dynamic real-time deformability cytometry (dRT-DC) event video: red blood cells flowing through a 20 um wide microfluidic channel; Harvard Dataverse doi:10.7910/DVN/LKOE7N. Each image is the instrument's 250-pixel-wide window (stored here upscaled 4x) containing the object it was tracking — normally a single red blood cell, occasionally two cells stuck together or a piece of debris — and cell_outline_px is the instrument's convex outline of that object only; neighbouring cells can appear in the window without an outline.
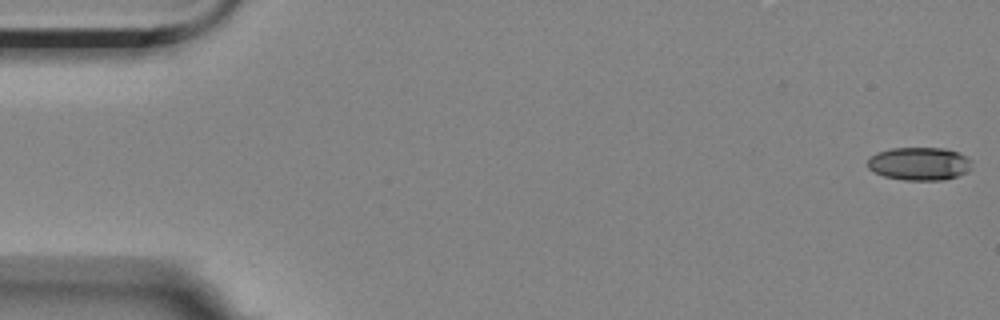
{"species": "Egyptian fruit bat (a non-hibernating species)", "species_latin": "Rousettus aegyptiacus", "temperature_condition": "room temperature", "stored_images_in_passage": 6, "camera_frame_rate_fps": 3000, "um_per_image_px": 0.085, "animal": {"sex": "female"}, "frame": {"image": 1, "passage_image": 1, "time_ms": 0.0, "image_size_px": [1000, 320], "cell_outline_px": [[972, 160], [968, 172], [956, 176], [940, 180], [904, 180], [884, 176], [868, 168], [868, 160], [876, 152], [892, 148], [944, 148], [968, 156]], "centroid_in_image_um": [78.16, 13.91], "position_along_channel_um": 6.8, "area_um2": 20.0}}
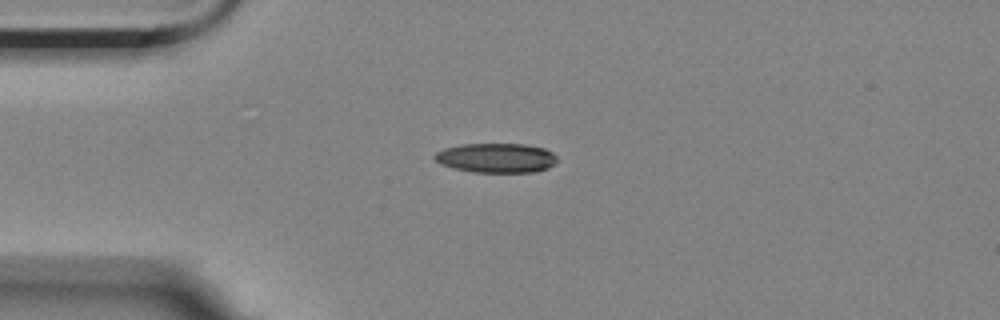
{"frame": {"image": 2, "passage_image": 4, "time_ms": 4.333, "image_size_px": [1000, 320], "cell_outline_px": [[556, 164], [548, 168], [536, 172], [472, 172], [456, 168], [444, 164], [436, 160], [432, 156], [436, 152], [444, 148], [460, 144], [524, 144], [544, 148], [552, 152], [556, 156]], "centroid_in_image_um": [42.21, 13.42], "position_along_channel_um": 42.8, "area_um2": 21.04}}
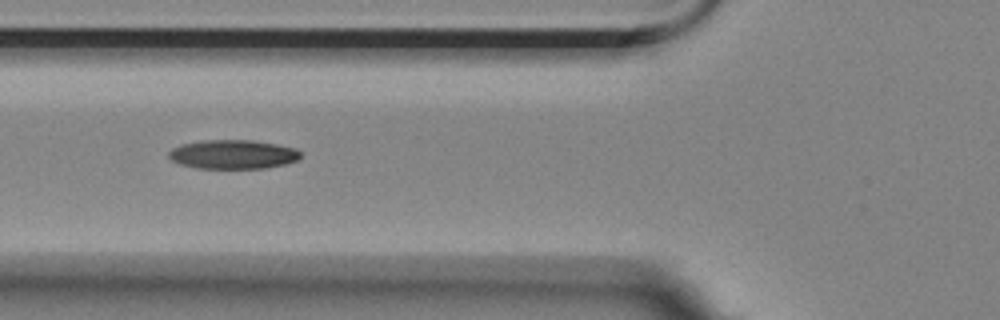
{"frame": {"image": 3, "passage_image": 6, "time_ms": 6.667, "image_size_px": [1000, 320], "cell_outline_px": [[300, 156], [296, 160], [284, 164], [264, 168], [196, 168], [180, 164], [172, 160], [168, 156], [168, 152], [172, 148], [180, 144], [200, 140], [252, 140], [276, 144], [296, 148], [300, 152]], "centroid_in_image_um": [19.76, 13.11], "position_along_channel_um": 106.0, "area_um2": 22.31}}